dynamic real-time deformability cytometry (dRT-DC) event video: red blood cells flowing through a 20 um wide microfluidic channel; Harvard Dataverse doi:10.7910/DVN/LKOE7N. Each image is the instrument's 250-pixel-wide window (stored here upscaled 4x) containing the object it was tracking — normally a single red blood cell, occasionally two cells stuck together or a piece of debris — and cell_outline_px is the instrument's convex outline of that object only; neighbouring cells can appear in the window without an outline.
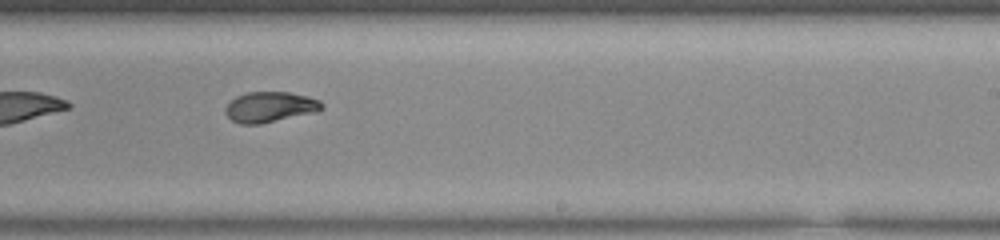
{"species": "common noctule bat (a hibernating species)", "species_latin": "Nyctalus noctula", "temperature_condition": "room temperature", "stored_images_in_passage": 35, "camera_frame_rate_fps": 3000, "um_per_image_px": 0.085, "animal": {"sex": "male", "body_mass_g": 20.0, "forearm_length_mm": 53.3}, "frame": {"image": 1, "passage_image": 16, "time_ms": 5.0, "image_size_px": [1000, 240], "cell_outline_px": [[324, 108], [316, 112], [260, 124], [240, 124], [232, 120], [224, 112], [224, 108], [236, 96], [248, 92], [288, 92], [308, 96], [320, 100], [324, 104]], "centroid_in_image_um": [22.96, 9.09], "position_along_channel_um": 266.0, "area_um2": 17.17}, "authors_computed_cell_mechanics": {"area_um2": 17.4556, "velocity_mm_per_s": 3.8911, "shape_relaxation_time_tau1_ms": 4.3721, "shape_relaxation_time_tau2_ms": 3.2502, "deformation_change_tau1": 0.1859, "deformation_change_tau2": 0.0657}}